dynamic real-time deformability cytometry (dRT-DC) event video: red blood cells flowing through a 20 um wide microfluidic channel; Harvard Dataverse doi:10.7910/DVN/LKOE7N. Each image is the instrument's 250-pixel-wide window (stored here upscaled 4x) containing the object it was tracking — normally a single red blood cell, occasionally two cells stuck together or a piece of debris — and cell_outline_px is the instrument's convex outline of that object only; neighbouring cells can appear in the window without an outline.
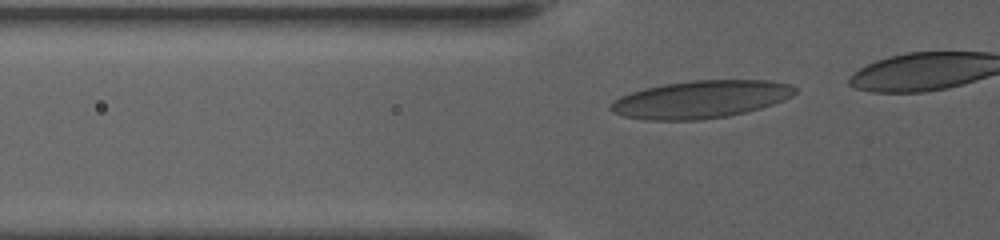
{"species": "human", "species_latin": "Homo sapiens", "temperature_condition": "warm", "stored_images_in_passage": 9, "camera_frame_rate_fps": 3000, "um_per_image_px": 0.085, "donor": {"sex": "female"}, "frame": {"image": 1, "passage_image": 2, "time_ms": 0.333, "image_size_px": [1000, 240], "cell_outline_px": [[796, 92], [792, 96], [772, 104], [760, 108], [728, 116], [700, 120], [644, 120], [624, 116], [612, 112], [608, 108], [620, 96], [644, 88], [664, 84], [692, 80], [768, 80], [792, 84], [796, 88]], "centroid_in_image_um": [59.56, 8.44], "position_along_channel_um": 66.2, "area_um2": 40.34}}
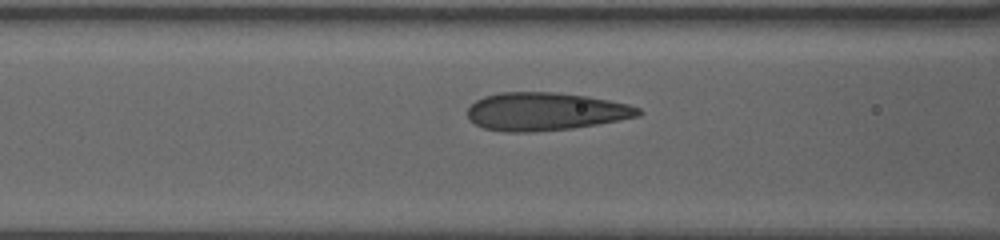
{"frame": {"image": 2, "passage_image": 7, "time_ms": 2.0, "image_size_px": [1000, 240], "cell_outline_px": [[644, 112], [640, 116], [596, 124], [572, 128], [532, 132], [504, 132], [484, 128], [476, 124], [468, 116], [468, 108], [476, 100], [484, 96], [500, 92], [552, 92], [588, 96], [628, 104], [640, 108]], "centroid_in_image_um": [46.37, 9.47], "position_along_channel_um": 120.2, "area_um2": 37.74}}